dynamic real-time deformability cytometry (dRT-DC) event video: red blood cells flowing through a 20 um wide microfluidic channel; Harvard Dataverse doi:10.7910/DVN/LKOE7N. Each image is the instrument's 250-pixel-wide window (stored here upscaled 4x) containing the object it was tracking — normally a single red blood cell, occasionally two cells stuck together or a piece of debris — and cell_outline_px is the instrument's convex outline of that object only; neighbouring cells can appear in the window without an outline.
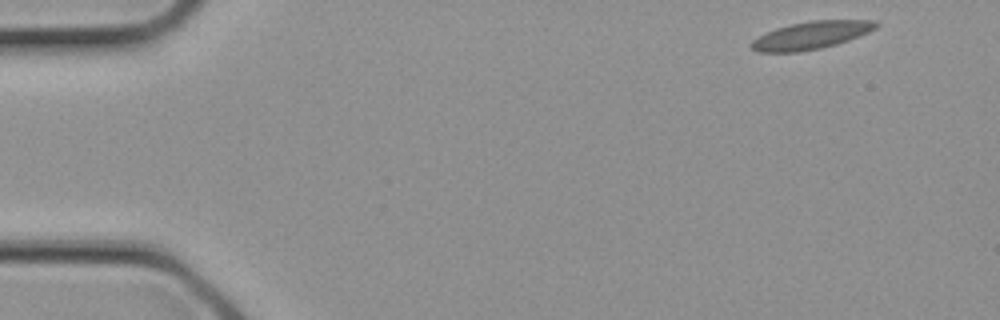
{"species": "common noctule bat (a hibernating species)", "species_latin": "Nyctalus noctula", "temperature_condition": "cold", "stored_images_in_passage": 9, "camera_frame_rate_fps": 3000, "um_per_image_px": 0.085, "animal": {"sex": "female", "body_mass_g": 21.9}, "frame": {"image": 1, "passage_image": 1, "time_ms": 0.0, "image_size_px": [1000, 320], "cell_outline_px": [[880, 24], [876, 28], [868, 32], [848, 40], [836, 44], [820, 48], [800, 52], [756, 52], [748, 44], [752, 40], [776, 28], [808, 20], [876, 20]], "centroid_in_image_um": [68.94, 3.0], "position_along_channel_um": 16.1, "area_um2": 20.06}}
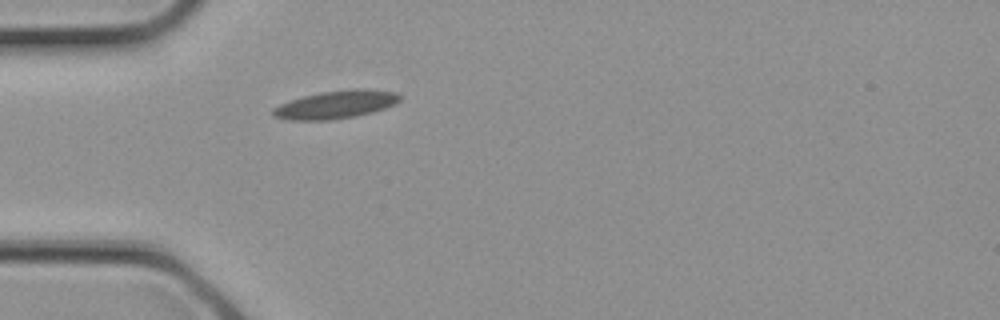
{"frame": {"image": 2, "passage_image": 7, "time_ms": 2.0, "image_size_px": [1000, 320], "cell_outline_px": [[404, 96], [396, 104], [372, 112], [356, 116], [328, 120], [288, 120], [272, 116], [272, 108], [280, 104], [304, 96], [320, 92], [356, 88], [364, 88], [396, 92]], "centroid_in_image_um": [28.58, 8.88], "position_along_channel_um": 56.4, "area_um2": 20.81}}
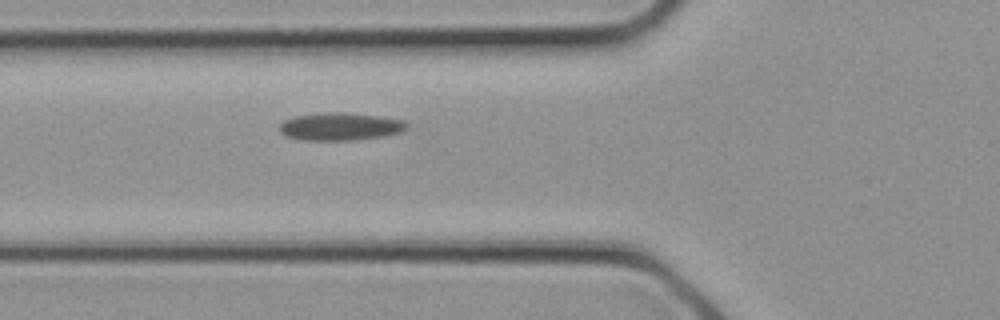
{"frame": {"image": 3, "passage_image": 9, "time_ms": 2.667, "image_size_px": [1000, 320], "cell_outline_px": [[408, 128], [400, 132], [384, 136], [356, 140], [304, 140], [284, 136], [280, 132], [280, 124], [284, 120], [296, 116], [376, 116], [400, 120], [408, 124]], "centroid_in_image_um": [28.92, 10.84], "position_along_channel_um": 96.9, "area_um2": 19.02}}